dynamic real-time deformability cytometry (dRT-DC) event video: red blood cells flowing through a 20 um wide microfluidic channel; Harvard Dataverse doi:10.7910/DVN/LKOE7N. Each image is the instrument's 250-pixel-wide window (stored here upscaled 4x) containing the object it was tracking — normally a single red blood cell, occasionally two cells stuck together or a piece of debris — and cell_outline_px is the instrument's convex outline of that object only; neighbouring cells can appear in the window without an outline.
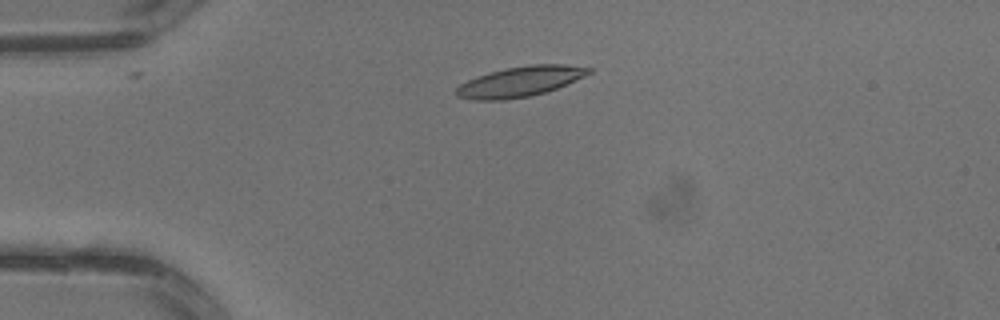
{"species": "common noctule bat (a hibernating species)", "species_latin": "Nyctalus noctula", "temperature_condition": "warm", "stored_images_in_passage": 3, "camera_frame_rate_fps": 3000, "um_per_image_px": 0.085, "animal": {"sex": "male", "body_mass_g": 13.3}, "frame": {"image": 1, "passage_image": 2, "time_ms": 0.333, "image_size_px": [1000, 320], "cell_outline_px": [[592, 72], [584, 76], [556, 88], [544, 92], [528, 96], [504, 100], [472, 100], [456, 96], [456, 88], [460, 84], [476, 76], [488, 72], [504, 68], [532, 64], [564, 64], [592, 68]], "centroid_in_image_um": [44.17, 6.92], "position_along_channel_um": 40.8, "area_um2": 23.24}}
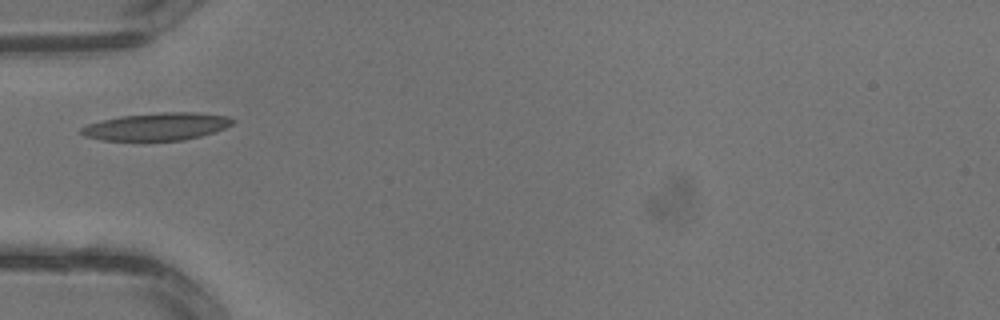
{"frame": {"image": 2, "passage_image": 3, "time_ms": 0.667, "image_size_px": [1000, 320], "cell_outline_px": [[236, 120], [232, 124], [224, 128], [200, 136], [184, 140], [144, 144], [104, 140], [84, 136], [80, 132], [80, 128], [88, 124], [120, 116], [164, 112], [196, 112], [228, 116]], "centroid_in_image_um": [13.3, 10.81], "position_along_channel_um": 71.7, "area_um2": 25.2}}